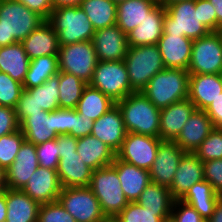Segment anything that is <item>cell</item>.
Listing matches in <instances>:
<instances>
[{
	"label": "cell",
	"instance_id": "cell-35",
	"mask_svg": "<svg viewBox=\"0 0 222 222\" xmlns=\"http://www.w3.org/2000/svg\"><path fill=\"white\" fill-rule=\"evenodd\" d=\"M58 55H48L30 60L23 89H30L42 85L51 76L58 74Z\"/></svg>",
	"mask_w": 222,
	"mask_h": 222
},
{
	"label": "cell",
	"instance_id": "cell-55",
	"mask_svg": "<svg viewBox=\"0 0 222 222\" xmlns=\"http://www.w3.org/2000/svg\"><path fill=\"white\" fill-rule=\"evenodd\" d=\"M206 222H222V196L219 197L212 216Z\"/></svg>",
	"mask_w": 222,
	"mask_h": 222
},
{
	"label": "cell",
	"instance_id": "cell-40",
	"mask_svg": "<svg viewBox=\"0 0 222 222\" xmlns=\"http://www.w3.org/2000/svg\"><path fill=\"white\" fill-rule=\"evenodd\" d=\"M24 140V134L20 129L0 137V166L2 168L7 170L11 166Z\"/></svg>",
	"mask_w": 222,
	"mask_h": 222
},
{
	"label": "cell",
	"instance_id": "cell-64",
	"mask_svg": "<svg viewBox=\"0 0 222 222\" xmlns=\"http://www.w3.org/2000/svg\"><path fill=\"white\" fill-rule=\"evenodd\" d=\"M103 222H117L114 218H112V219H106L105 221H103Z\"/></svg>",
	"mask_w": 222,
	"mask_h": 222
},
{
	"label": "cell",
	"instance_id": "cell-30",
	"mask_svg": "<svg viewBox=\"0 0 222 222\" xmlns=\"http://www.w3.org/2000/svg\"><path fill=\"white\" fill-rule=\"evenodd\" d=\"M157 0H126L117 4L116 25L125 33L136 28L158 4Z\"/></svg>",
	"mask_w": 222,
	"mask_h": 222
},
{
	"label": "cell",
	"instance_id": "cell-49",
	"mask_svg": "<svg viewBox=\"0 0 222 222\" xmlns=\"http://www.w3.org/2000/svg\"><path fill=\"white\" fill-rule=\"evenodd\" d=\"M94 121L77 113L76 109H72V130L68 133L76 138L91 135Z\"/></svg>",
	"mask_w": 222,
	"mask_h": 222
},
{
	"label": "cell",
	"instance_id": "cell-63",
	"mask_svg": "<svg viewBox=\"0 0 222 222\" xmlns=\"http://www.w3.org/2000/svg\"><path fill=\"white\" fill-rule=\"evenodd\" d=\"M221 39L222 42V26L216 31Z\"/></svg>",
	"mask_w": 222,
	"mask_h": 222
},
{
	"label": "cell",
	"instance_id": "cell-20",
	"mask_svg": "<svg viewBox=\"0 0 222 222\" xmlns=\"http://www.w3.org/2000/svg\"><path fill=\"white\" fill-rule=\"evenodd\" d=\"M222 93L220 74H194L189 76L188 99L196 110H205Z\"/></svg>",
	"mask_w": 222,
	"mask_h": 222
},
{
	"label": "cell",
	"instance_id": "cell-3",
	"mask_svg": "<svg viewBox=\"0 0 222 222\" xmlns=\"http://www.w3.org/2000/svg\"><path fill=\"white\" fill-rule=\"evenodd\" d=\"M189 72L185 69L164 68L147 84L142 93L158 109L188 99Z\"/></svg>",
	"mask_w": 222,
	"mask_h": 222
},
{
	"label": "cell",
	"instance_id": "cell-39",
	"mask_svg": "<svg viewBox=\"0 0 222 222\" xmlns=\"http://www.w3.org/2000/svg\"><path fill=\"white\" fill-rule=\"evenodd\" d=\"M172 211H151L137 202H129L114 218L117 222H162Z\"/></svg>",
	"mask_w": 222,
	"mask_h": 222
},
{
	"label": "cell",
	"instance_id": "cell-54",
	"mask_svg": "<svg viewBox=\"0 0 222 222\" xmlns=\"http://www.w3.org/2000/svg\"><path fill=\"white\" fill-rule=\"evenodd\" d=\"M59 156L60 154H69L77 151L78 138L71 135H57Z\"/></svg>",
	"mask_w": 222,
	"mask_h": 222
},
{
	"label": "cell",
	"instance_id": "cell-8",
	"mask_svg": "<svg viewBox=\"0 0 222 222\" xmlns=\"http://www.w3.org/2000/svg\"><path fill=\"white\" fill-rule=\"evenodd\" d=\"M89 85L99 89L115 103L133 93L124 60L99 61Z\"/></svg>",
	"mask_w": 222,
	"mask_h": 222
},
{
	"label": "cell",
	"instance_id": "cell-33",
	"mask_svg": "<svg viewBox=\"0 0 222 222\" xmlns=\"http://www.w3.org/2000/svg\"><path fill=\"white\" fill-rule=\"evenodd\" d=\"M115 105L116 103L110 97L88 84L77 104L76 111L81 116L96 121Z\"/></svg>",
	"mask_w": 222,
	"mask_h": 222
},
{
	"label": "cell",
	"instance_id": "cell-32",
	"mask_svg": "<svg viewBox=\"0 0 222 222\" xmlns=\"http://www.w3.org/2000/svg\"><path fill=\"white\" fill-rule=\"evenodd\" d=\"M219 197L212 185L202 180L193 184L180 200L193 207L207 221L212 216Z\"/></svg>",
	"mask_w": 222,
	"mask_h": 222
},
{
	"label": "cell",
	"instance_id": "cell-38",
	"mask_svg": "<svg viewBox=\"0 0 222 222\" xmlns=\"http://www.w3.org/2000/svg\"><path fill=\"white\" fill-rule=\"evenodd\" d=\"M59 72L51 76L40 86L27 89L35 97V101L43 111L51 112L60 108L59 106Z\"/></svg>",
	"mask_w": 222,
	"mask_h": 222
},
{
	"label": "cell",
	"instance_id": "cell-16",
	"mask_svg": "<svg viewBox=\"0 0 222 222\" xmlns=\"http://www.w3.org/2000/svg\"><path fill=\"white\" fill-rule=\"evenodd\" d=\"M38 167L36 145L24 140L14 162L6 170L7 188L21 190Z\"/></svg>",
	"mask_w": 222,
	"mask_h": 222
},
{
	"label": "cell",
	"instance_id": "cell-22",
	"mask_svg": "<svg viewBox=\"0 0 222 222\" xmlns=\"http://www.w3.org/2000/svg\"><path fill=\"white\" fill-rule=\"evenodd\" d=\"M196 110L189 99H183L160 110V139L174 141Z\"/></svg>",
	"mask_w": 222,
	"mask_h": 222
},
{
	"label": "cell",
	"instance_id": "cell-42",
	"mask_svg": "<svg viewBox=\"0 0 222 222\" xmlns=\"http://www.w3.org/2000/svg\"><path fill=\"white\" fill-rule=\"evenodd\" d=\"M23 84L0 71V106L16 108Z\"/></svg>",
	"mask_w": 222,
	"mask_h": 222
},
{
	"label": "cell",
	"instance_id": "cell-65",
	"mask_svg": "<svg viewBox=\"0 0 222 222\" xmlns=\"http://www.w3.org/2000/svg\"><path fill=\"white\" fill-rule=\"evenodd\" d=\"M111 1H113V2L116 3V4H118V3L123 2V1H126V0H111Z\"/></svg>",
	"mask_w": 222,
	"mask_h": 222
},
{
	"label": "cell",
	"instance_id": "cell-51",
	"mask_svg": "<svg viewBox=\"0 0 222 222\" xmlns=\"http://www.w3.org/2000/svg\"><path fill=\"white\" fill-rule=\"evenodd\" d=\"M72 130V109L55 110V133L68 134Z\"/></svg>",
	"mask_w": 222,
	"mask_h": 222
},
{
	"label": "cell",
	"instance_id": "cell-57",
	"mask_svg": "<svg viewBox=\"0 0 222 222\" xmlns=\"http://www.w3.org/2000/svg\"><path fill=\"white\" fill-rule=\"evenodd\" d=\"M214 6L217 17V30L222 26V0H209Z\"/></svg>",
	"mask_w": 222,
	"mask_h": 222
},
{
	"label": "cell",
	"instance_id": "cell-4",
	"mask_svg": "<svg viewBox=\"0 0 222 222\" xmlns=\"http://www.w3.org/2000/svg\"><path fill=\"white\" fill-rule=\"evenodd\" d=\"M58 35L59 45L90 41L95 30L80 6L54 8L47 20Z\"/></svg>",
	"mask_w": 222,
	"mask_h": 222
},
{
	"label": "cell",
	"instance_id": "cell-45",
	"mask_svg": "<svg viewBox=\"0 0 222 222\" xmlns=\"http://www.w3.org/2000/svg\"><path fill=\"white\" fill-rule=\"evenodd\" d=\"M204 180L212 185L217 194L222 196V159L203 162Z\"/></svg>",
	"mask_w": 222,
	"mask_h": 222
},
{
	"label": "cell",
	"instance_id": "cell-53",
	"mask_svg": "<svg viewBox=\"0 0 222 222\" xmlns=\"http://www.w3.org/2000/svg\"><path fill=\"white\" fill-rule=\"evenodd\" d=\"M204 111L214 127L222 128V93Z\"/></svg>",
	"mask_w": 222,
	"mask_h": 222
},
{
	"label": "cell",
	"instance_id": "cell-2",
	"mask_svg": "<svg viewBox=\"0 0 222 222\" xmlns=\"http://www.w3.org/2000/svg\"><path fill=\"white\" fill-rule=\"evenodd\" d=\"M127 133L160 138V109L142 92H133L116 102Z\"/></svg>",
	"mask_w": 222,
	"mask_h": 222
},
{
	"label": "cell",
	"instance_id": "cell-58",
	"mask_svg": "<svg viewBox=\"0 0 222 222\" xmlns=\"http://www.w3.org/2000/svg\"><path fill=\"white\" fill-rule=\"evenodd\" d=\"M7 217L6 207V189L3 194L0 195V222H5Z\"/></svg>",
	"mask_w": 222,
	"mask_h": 222
},
{
	"label": "cell",
	"instance_id": "cell-23",
	"mask_svg": "<svg viewBox=\"0 0 222 222\" xmlns=\"http://www.w3.org/2000/svg\"><path fill=\"white\" fill-rule=\"evenodd\" d=\"M214 128L205 111L195 110L174 142L184 152L194 153Z\"/></svg>",
	"mask_w": 222,
	"mask_h": 222
},
{
	"label": "cell",
	"instance_id": "cell-60",
	"mask_svg": "<svg viewBox=\"0 0 222 222\" xmlns=\"http://www.w3.org/2000/svg\"><path fill=\"white\" fill-rule=\"evenodd\" d=\"M0 182H6V170L0 166Z\"/></svg>",
	"mask_w": 222,
	"mask_h": 222
},
{
	"label": "cell",
	"instance_id": "cell-12",
	"mask_svg": "<svg viewBox=\"0 0 222 222\" xmlns=\"http://www.w3.org/2000/svg\"><path fill=\"white\" fill-rule=\"evenodd\" d=\"M161 141L160 138L153 136L127 133L116 157L136 167L149 170L156 158Z\"/></svg>",
	"mask_w": 222,
	"mask_h": 222
},
{
	"label": "cell",
	"instance_id": "cell-19",
	"mask_svg": "<svg viewBox=\"0 0 222 222\" xmlns=\"http://www.w3.org/2000/svg\"><path fill=\"white\" fill-rule=\"evenodd\" d=\"M202 180H204L203 161L194 153L185 152L169 187L172 197L180 200L193 184Z\"/></svg>",
	"mask_w": 222,
	"mask_h": 222
},
{
	"label": "cell",
	"instance_id": "cell-34",
	"mask_svg": "<svg viewBox=\"0 0 222 222\" xmlns=\"http://www.w3.org/2000/svg\"><path fill=\"white\" fill-rule=\"evenodd\" d=\"M80 7L95 31L116 24L117 4L111 0H83Z\"/></svg>",
	"mask_w": 222,
	"mask_h": 222
},
{
	"label": "cell",
	"instance_id": "cell-10",
	"mask_svg": "<svg viewBox=\"0 0 222 222\" xmlns=\"http://www.w3.org/2000/svg\"><path fill=\"white\" fill-rule=\"evenodd\" d=\"M58 201L76 222H103L107 219L88 186L62 188Z\"/></svg>",
	"mask_w": 222,
	"mask_h": 222
},
{
	"label": "cell",
	"instance_id": "cell-26",
	"mask_svg": "<svg viewBox=\"0 0 222 222\" xmlns=\"http://www.w3.org/2000/svg\"><path fill=\"white\" fill-rule=\"evenodd\" d=\"M92 171L82 161L77 151L69 154H60L57 173L62 188L89 186Z\"/></svg>",
	"mask_w": 222,
	"mask_h": 222
},
{
	"label": "cell",
	"instance_id": "cell-7",
	"mask_svg": "<svg viewBox=\"0 0 222 222\" xmlns=\"http://www.w3.org/2000/svg\"><path fill=\"white\" fill-rule=\"evenodd\" d=\"M107 219L115 218L129 203L121 188L117 171L110 165L92 171L88 186Z\"/></svg>",
	"mask_w": 222,
	"mask_h": 222
},
{
	"label": "cell",
	"instance_id": "cell-31",
	"mask_svg": "<svg viewBox=\"0 0 222 222\" xmlns=\"http://www.w3.org/2000/svg\"><path fill=\"white\" fill-rule=\"evenodd\" d=\"M30 59L21 42L0 47V71L23 84Z\"/></svg>",
	"mask_w": 222,
	"mask_h": 222
},
{
	"label": "cell",
	"instance_id": "cell-17",
	"mask_svg": "<svg viewBox=\"0 0 222 222\" xmlns=\"http://www.w3.org/2000/svg\"><path fill=\"white\" fill-rule=\"evenodd\" d=\"M193 41L183 35L163 34L157 43L165 68L188 69Z\"/></svg>",
	"mask_w": 222,
	"mask_h": 222
},
{
	"label": "cell",
	"instance_id": "cell-47",
	"mask_svg": "<svg viewBox=\"0 0 222 222\" xmlns=\"http://www.w3.org/2000/svg\"><path fill=\"white\" fill-rule=\"evenodd\" d=\"M171 216L176 222H206L193 207L181 200H174Z\"/></svg>",
	"mask_w": 222,
	"mask_h": 222
},
{
	"label": "cell",
	"instance_id": "cell-44",
	"mask_svg": "<svg viewBox=\"0 0 222 222\" xmlns=\"http://www.w3.org/2000/svg\"><path fill=\"white\" fill-rule=\"evenodd\" d=\"M36 155L40 167L57 170L60 156L56 139L36 145Z\"/></svg>",
	"mask_w": 222,
	"mask_h": 222
},
{
	"label": "cell",
	"instance_id": "cell-13",
	"mask_svg": "<svg viewBox=\"0 0 222 222\" xmlns=\"http://www.w3.org/2000/svg\"><path fill=\"white\" fill-rule=\"evenodd\" d=\"M184 151L174 142L162 140L149 169L151 182L170 187Z\"/></svg>",
	"mask_w": 222,
	"mask_h": 222
},
{
	"label": "cell",
	"instance_id": "cell-11",
	"mask_svg": "<svg viewBox=\"0 0 222 222\" xmlns=\"http://www.w3.org/2000/svg\"><path fill=\"white\" fill-rule=\"evenodd\" d=\"M187 71L194 74H221L222 42L217 32L193 41L191 60Z\"/></svg>",
	"mask_w": 222,
	"mask_h": 222
},
{
	"label": "cell",
	"instance_id": "cell-21",
	"mask_svg": "<svg viewBox=\"0 0 222 222\" xmlns=\"http://www.w3.org/2000/svg\"><path fill=\"white\" fill-rule=\"evenodd\" d=\"M165 14V7L158 3L136 28L127 33L128 46L157 44L163 35Z\"/></svg>",
	"mask_w": 222,
	"mask_h": 222
},
{
	"label": "cell",
	"instance_id": "cell-36",
	"mask_svg": "<svg viewBox=\"0 0 222 222\" xmlns=\"http://www.w3.org/2000/svg\"><path fill=\"white\" fill-rule=\"evenodd\" d=\"M59 85L60 109H76L88 84L73 74L59 71Z\"/></svg>",
	"mask_w": 222,
	"mask_h": 222
},
{
	"label": "cell",
	"instance_id": "cell-41",
	"mask_svg": "<svg viewBox=\"0 0 222 222\" xmlns=\"http://www.w3.org/2000/svg\"><path fill=\"white\" fill-rule=\"evenodd\" d=\"M194 154L203 162L222 159V128L215 127L198 146Z\"/></svg>",
	"mask_w": 222,
	"mask_h": 222
},
{
	"label": "cell",
	"instance_id": "cell-56",
	"mask_svg": "<svg viewBox=\"0 0 222 222\" xmlns=\"http://www.w3.org/2000/svg\"><path fill=\"white\" fill-rule=\"evenodd\" d=\"M83 0H51L53 8L80 6Z\"/></svg>",
	"mask_w": 222,
	"mask_h": 222
},
{
	"label": "cell",
	"instance_id": "cell-14",
	"mask_svg": "<svg viewBox=\"0 0 222 222\" xmlns=\"http://www.w3.org/2000/svg\"><path fill=\"white\" fill-rule=\"evenodd\" d=\"M92 43L99 61H122L129 47L127 34L116 24L95 31Z\"/></svg>",
	"mask_w": 222,
	"mask_h": 222
},
{
	"label": "cell",
	"instance_id": "cell-18",
	"mask_svg": "<svg viewBox=\"0 0 222 222\" xmlns=\"http://www.w3.org/2000/svg\"><path fill=\"white\" fill-rule=\"evenodd\" d=\"M126 134L122 113L117 105L94 121L91 132L115 153L120 150Z\"/></svg>",
	"mask_w": 222,
	"mask_h": 222
},
{
	"label": "cell",
	"instance_id": "cell-5",
	"mask_svg": "<svg viewBox=\"0 0 222 222\" xmlns=\"http://www.w3.org/2000/svg\"><path fill=\"white\" fill-rule=\"evenodd\" d=\"M163 34L183 35L192 41L210 30L200 21L199 0H184L165 7Z\"/></svg>",
	"mask_w": 222,
	"mask_h": 222
},
{
	"label": "cell",
	"instance_id": "cell-61",
	"mask_svg": "<svg viewBox=\"0 0 222 222\" xmlns=\"http://www.w3.org/2000/svg\"><path fill=\"white\" fill-rule=\"evenodd\" d=\"M6 188H7L6 182H0V195L3 194Z\"/></svg>",
	"mask_w": 222,
	"mask_h": 222
},
{
	"label": "cell",
	"instance_id": "cell-62",
	"mask_svg": "<svg viewBox=\"0 0 222 222\" xmlns=\"http://www.w3.org/2000/svg\"><path fill=\"white\" fill-rule=\"evenodd\" d=\"M162 222H176V221L174 220L172 216H170L168 218L163 219Z\"/></svg>",
	"mask_w": 222,
	"mask_h": 222
},
{
	"label": "cell",
	"instance_id": "cell-27",
	"mask_svg": "<svg viewBox=\"0 0 222 222\" xmlns=\"http://www.w3.org/2000/svg\"><path fill=\"white\" fill-rule=\"evenodd\" d=\"M20 130L25 140L38 145L57 137L55 133V110L51 112L31 114L24 117L20 122Z\"/></svg>",
	"mask_w": 222,
	"mask_h": 222
},
{
	"label": "cell",
	"instance_id": "cell-29",
	"mask_svg": "<svg viewBox=\"0 0 222 222\" xmlns=\"http://www.w3.org/2000/svg\"><path fill=\"white\" fill-rule=\"evenodd\" d=\"M77 153L92 170L110 166L116 157L108 145L92 135L78 138Z\"/></svg>",
	"mask_w": 222,
	"mask_h": 222
},
{
	"label": "cell",
	"instance_id": "cell-48",
	"mask_svg": "<svg viewBox=\"0 0 222 222\" xmlns=\"http://www.w3.org/2000/svg\"><path fill=\"white\" fill-rule=\"evenodd\" d=\"M15 108L0 106V137L19 130Z\"/></svg>",
	"mask_w": 222,
	"mask_h": 222
},
{
	"label": "cell",
	"instance_id": "cell-52",
	"mask_svg": "<svg viewBox=\"0 0 222 222\" xmlns=\"http://www.w3.org/2000/svg\"><path fill=\"white\" fill-rule=\"evenodd\" d=\"M26 7H28L31 11L39 14L45 20H48L52 10L54 9L51 3V0H16Z\"/></svg>",
	"mask_w": 222,
	"mask_h": 222
},
{
	"label": "cell",
	"instance_id": "cell-6",
	"mask_svg": "<svg viewBox=\"0 0 222 222\" xmlns=\"http://www.w3.org/2000/svg\"><path fill=\"white\" fill-rule=\"evenodd\" d=\"M124 62L134 92H142L148 82L165 68L157 44L129 46Z\"/></svg>",
	"mask_w": 222,
	"mask_h": 222
},
{
	"label": "cell",
	"instance_id": "cell-46",
	"mask_svg": "<svg viewBox=\"0 0 222 222\" xmlns=\"http://www.w3.org/2000/svg\"><path fill=\"white\" fill-rule=\"evenodd\" d=\"M15 111L17 120L20 122L26 116H31V114L36 113H42L43 109L38 106L35 101V97H33L27 89H23Z\"/></svg>",
	"mask_w": 222,
	"mask_h": 222
},
{
	"label": "cell",
	"instance_id": "cell-9",
	"mask_svg": "<svg viewBox=\"0 0 222 222\" xmlns=\"http://www.w3.org/2000/svg\"><path fill=\"white\" fill-rule=\"evenodd\" d=\"M97 62L92 40L61 45L59 48V71L73 74L87 84L92 79Z\"/></svg>",
	"mask_w": 222,
	"mask_h": 222
},
{
	"label": "cell",
	"instance_id": "cell-59",
	"mask_svg": "<svg viewBox=\"0 0 222 222\" xmlns=\"http://www.w3.org/2000/svg\"><path fill=\"white\" fill-rule=\"evenodd\" d=\"M184 1V0H160L159 3L162 4L164 7L171 5L175 2Z\"/></svg>",
	"mask_w": 222,
	"mask_h": 222
},
{
	"label": "cell",
	"instance_id": "cell-28",
	"mask_svg": "<svg viewBox=\"0 0 222 222\" xmlns=\"http://www.w3.org/2000/svg\"><path fill=\"white\" fill-rule=\"evenodd\" d=\"M41 204L20 189L6 188L5 222H37Z\"/></svg>",
	"mask_w": 222,
	"mask_h": 222
},
{
	"label": "cell",
	"instance_id": "cell-15",
	"mask_svg": "<svg viewBox=\"0 0 222 222\" xmlns=\"http://www.w3.org/2000/svg\"><path fill=\"white\" fill-rule=\"evenodd\" d=\"M40 204L58 201L62 185L57 170L38 167L21 189Z\"/></svg>",
	"mask_w": 222,
	"mask_h": 222
},
{
	"label": "cell",
	"instance_id": "cell-37",
	"mask_svg": "<svg viewBox=\"0 0 222 222\" xmlns=\"http://www.w3.org/2000/svg\"><path fill=\"white\" fill-rule=\"evenodd\" d=\"M174 200L169 187L150 182L136 202L151 211H172Z\"/></svg>",
	"mask_w": 222,
	"mask_h": 222
},
{
	"label": "cell",
	"instance_id": "cell-24",
	"mask_svg": "<svg viewBox=\"0 0 222 222\" xmlns=\"http://www.w3.org/2000/svg\"><path fill=\"white\" fill-rule=\"evenodd\" d=\"M111 166L117 171L122 191L128 202H136L151 182L149 170L121 161L117 157H115Z\"/></svg>",
	"mask_w": 222,
	"mask_h": 222
},
{
	"label": "cell",
	"instance_id": "cell-50",
	"mask_svg": "<svg viewBox=\"0 0 222 222\" xmlns=\"http://www.w3.org/2000/svg\"><path fill=\"white\" fill-rule=\"evenodd\" d=\"M200 21L210 30L217 31V17L214 6L209 0H199Z\"/></svg>",
	"mask_w": 222,
	"mask_h": 222
},
{
	"label": "cell",
	"instance_id": "cell-43",
	"mask_svg": "<svg viewBox=\"0 0 222 222\" xmlns=\"http://www.w3.org/2000/svg\"><path fill=\"white\" fill-rule=\"evenodd\" d=\"M37 222H76L59 201L41 204Z\"/></svg>",
	"mask_w": 222,
	"mask_h": 222
},
{
	"label": "cell",
	"instance_id": "cell-25",
	"mask_svg": "<svg viewBox=\"0 0 222 222\" xmlns=\"http://www.w3.org/2000/svg\"><path fill=\"white\" fill-rule=\"evenodd\" d=\"M21 43L30 60L58 55L60 48L58 35L47 20L34 29Z\"/></svg>",
	"mask_w": 222,
	"mask_h": 222
},
{
	"label": "cell",
	"instance_id": "cell-1",
	"mask_svg": "<svg viewBox=\"0 0 222 222\" xmlns=\"http://www.w3.org/2000/svg\"><path fill=\"white\" fill-rule=\"evenodd\" d=\"M45 21L16 0H0V47L22 42Z\"/></svg>",
	"mask_w": 222,
	"mask_h": 222
}]
</instances>
